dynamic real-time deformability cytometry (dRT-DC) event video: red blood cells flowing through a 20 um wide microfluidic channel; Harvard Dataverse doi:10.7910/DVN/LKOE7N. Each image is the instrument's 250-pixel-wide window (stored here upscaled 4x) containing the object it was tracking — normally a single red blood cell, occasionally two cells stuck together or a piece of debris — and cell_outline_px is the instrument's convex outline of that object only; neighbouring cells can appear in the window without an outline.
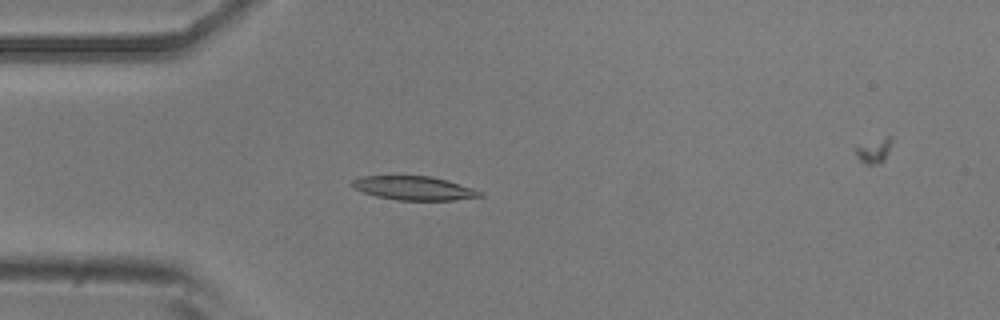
{"species": "common noctule bat (a hibernating species)", "species_latin": "Nyctalus noctula", "temperature_condition": "room temperature", "stored_images_in_passage": 5, "camera_frame_rate_fps": 3000, "um_per_image_px": 0.085, "animal": {"sex": "male", "body_mass_g": 20.5, "forearm_length_mm": 52.5}, "frame": {"image": 1, "passage_image": 4, "time_ms": 1.0, "image_size_px": [1000, 320], "cell_outline_px": [[484, 196], [452, 200], [396, 200], [376, 196], [352, 188], [352, 180], [360, 176], [428, 176], [444, 180], [472, 188], [484, 192]], "centroid_in_image_um": [35.16, 16.0], "position_along_channel_um": 49.8, "area_um2": 17.57}}